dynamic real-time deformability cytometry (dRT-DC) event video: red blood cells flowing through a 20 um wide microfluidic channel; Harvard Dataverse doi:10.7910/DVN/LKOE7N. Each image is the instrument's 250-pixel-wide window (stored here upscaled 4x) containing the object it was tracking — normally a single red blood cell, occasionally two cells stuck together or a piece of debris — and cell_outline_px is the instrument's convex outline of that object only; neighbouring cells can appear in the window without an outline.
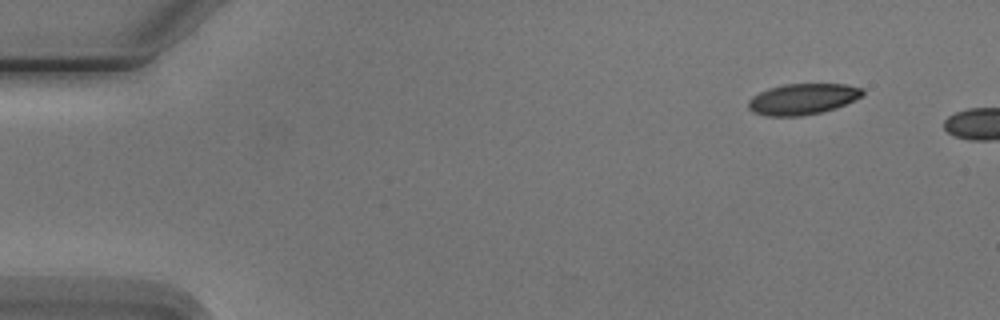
{"species": "Egyptian fruit bat (a non-hibernating species)", "species_latin": "Rousettus aegyptiacus", "temperature_condition": "cold", "stored_images_in_passage": 2, "camera_frame_rate_fps": 3000, "um_per_image_px": 0.085, "animal": {"sex": "male"}, "frame": {"image": 1, "passage_image": 1, "time_ms": 0.0, "image_size_px": [1000, 320], "cell_outline_px": [[864, 92], [860, 96], [836, 108], [820, 112], [800, 116], [768, 116], [752, 112], [748, 108], [748, 100], [752, 96], [768, 88], [784, 84], [848, 84], [864, 88]], "centroid_in_image_um": [68.19, 8.41], "position_along_channel_um": 16.8, "area_um2": 20.58}}